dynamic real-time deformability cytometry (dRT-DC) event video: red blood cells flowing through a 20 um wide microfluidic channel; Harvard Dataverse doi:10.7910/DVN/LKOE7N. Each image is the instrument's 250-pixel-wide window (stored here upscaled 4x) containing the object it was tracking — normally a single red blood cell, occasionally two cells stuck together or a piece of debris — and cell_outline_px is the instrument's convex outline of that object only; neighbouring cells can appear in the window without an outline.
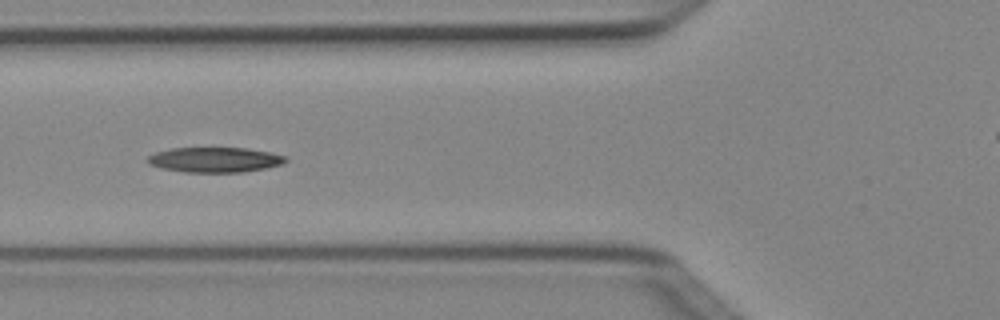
{"species": "Egyptian fruit bat (a non-hibernating species)", "species_latin": "Rousettus aegyptiacus", "temperature_condition": "cold", "stored_images_in_passage": 6, "camera_frame_rate_fps": 3000, "um_per_image_px": 0.085, "animal": {"sex": "female"}, "frame": {"image": 1, "passage_image": 6, "time_ms": 1.667, "image_size_px": [1000, 320], "cell_outline_px": [[288, 160], [284, 164], [244, 172], [184, 172], [160, 168], [148, 164], [144, 160], [148, 156], [156, 152], [172, 148], [248, 148], [288, 156]], "centroid_in_image_um": [18.25, 13.58], "position_along_channel_um": 107.6, "area_um2": 20.35}}